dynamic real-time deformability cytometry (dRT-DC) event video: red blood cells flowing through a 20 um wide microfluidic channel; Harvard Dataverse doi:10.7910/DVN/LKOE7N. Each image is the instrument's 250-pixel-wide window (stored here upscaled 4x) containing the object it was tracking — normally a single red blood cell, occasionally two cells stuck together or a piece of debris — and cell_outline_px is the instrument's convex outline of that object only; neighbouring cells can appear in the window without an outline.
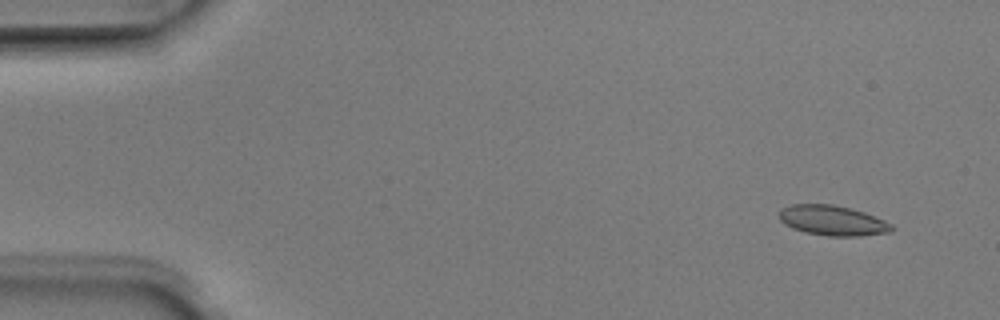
{"species": "Egyptian fruit bat (a non-hibernating species)", "species_latin": "Rousettus aegyptiacus", "temperature_condition": "room temperature", "stored_images_in_passage": 6, "segment_of_instrument_passage": [2, 2], "camera_frame_rate_fps": 3000, "um_per_image_px": 0.085, "animal": {"sex": "male"}, "frame": {"image": 1, "passage_image": 6, "time_ms": 1.667, "image_size_px": [1000, 320], "cell_outline_px": [[896, 228], [892, 232], [860, 236], [828, 236], [804, 232], [792, 228], [784, 224], [780, 220], [780, 208], [792, 204], [832, 204], [864, 212], [884, 220], [892, 224]], "centroid_in_image_um": [70.78, 18.75], "position_along_channel_um": 14.2, "area_um2": 19.83}}